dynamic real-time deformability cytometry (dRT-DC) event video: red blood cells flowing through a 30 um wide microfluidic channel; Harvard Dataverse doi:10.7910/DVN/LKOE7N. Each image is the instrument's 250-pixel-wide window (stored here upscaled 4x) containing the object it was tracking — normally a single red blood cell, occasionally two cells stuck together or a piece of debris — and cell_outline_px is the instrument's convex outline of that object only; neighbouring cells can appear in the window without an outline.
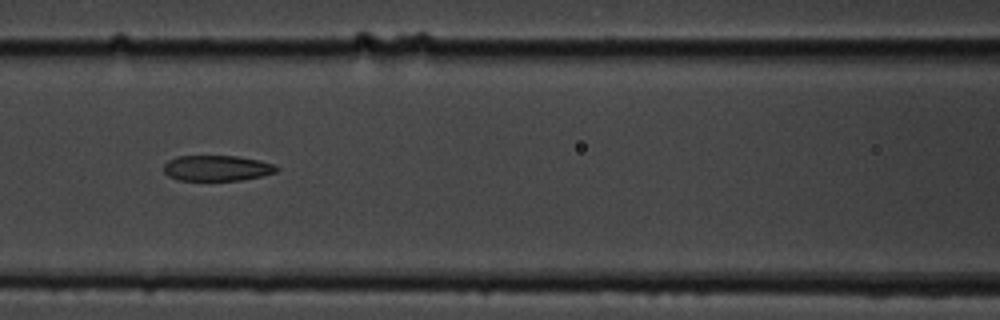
{"species": "common noctule bat (a hibernating species)", "species_latin": "Nyctalus noctula", "temperature_condition": "cold", "stored_images_in_passage": 13, "camera_frame_rate_fps": 3000, "um_per_image_px": 0.085, "animal": {"sex": "male", "body_mass_g": 19.5, "forearm_length_mm": 54.6}, "frame": {"image": 1, "passage_image": 4, "time_ms": 4.333, "image_size_px": [1000, 320], "cell_outline_px": [[280, 168], [276, 172], [260, 176], [240, 180], [180, 180], [168, 176], [164, 172], [164, 164], [168, 160], [176, 156], [236, 156], [260, 160], [276, 164]], "centroid_in_image_um": [18.45, 14.28], "position_along_channel_um": 148.1, "area_um2": 16.88}}
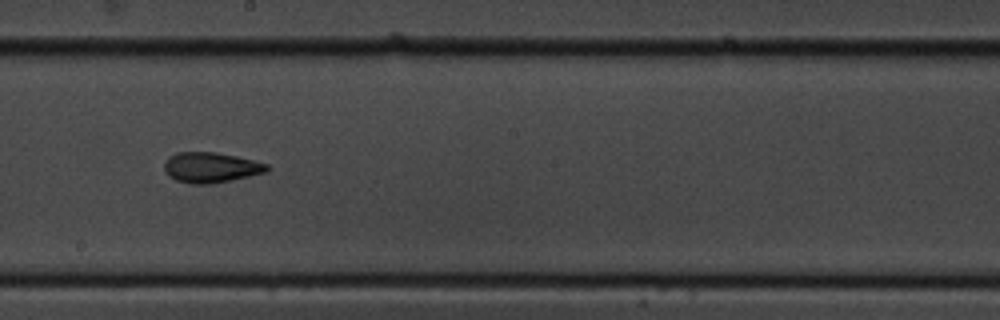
{"frame": {"image": 2, "passage_image": 6, "time_ms": 6.667, "image_size_px": [1000, 320], "cell_outline_px": [[272, 168], [268, 172], [232, 180], [212, 184], [192, 184], [176, 180], [168, 176], [164, 172], [164, 164], [168, 156], [176, 152], [216, 152], [236, 156], [268, 164]], "centroid_in_image_um": [17.93, 14.24], "position_along_channel_um": 230.3, "area_um2": 18.44}}
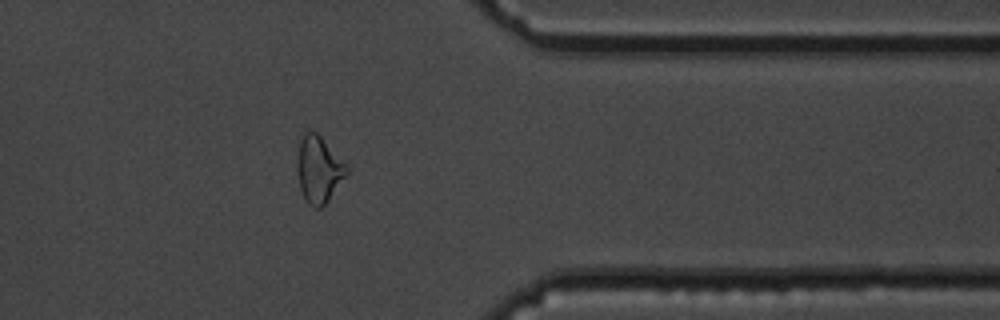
{"frame": {"image": 3, "passage_image": 10, "time_ms": 11.333, "image_size_px": [1000, 320], "cell_outline_px": [[348, 172], [324, 204], [320, 208], [316, 208], [308, 204], [304, 200], [300, 188], [296, 172], [296, 160], [300, 140], [304, 132], [316, 132], [348, 164]], "centroid_in_image_um": [27.06, 14.39], "position_along_channel_um": 384.3, "area_um2": 19.19}, "authors_computed_cell_mechanics": {"area_um2": 18.9006, "velocity_mm_per_s": 3.5266, "shape_relaxation_time_tau1_ms": 8.6211, "shape_relaxation_time_tau2_ms": 3.0883, "deformation_change_tau1": 0.1884, "deformation_change_tau2": 0.106}}